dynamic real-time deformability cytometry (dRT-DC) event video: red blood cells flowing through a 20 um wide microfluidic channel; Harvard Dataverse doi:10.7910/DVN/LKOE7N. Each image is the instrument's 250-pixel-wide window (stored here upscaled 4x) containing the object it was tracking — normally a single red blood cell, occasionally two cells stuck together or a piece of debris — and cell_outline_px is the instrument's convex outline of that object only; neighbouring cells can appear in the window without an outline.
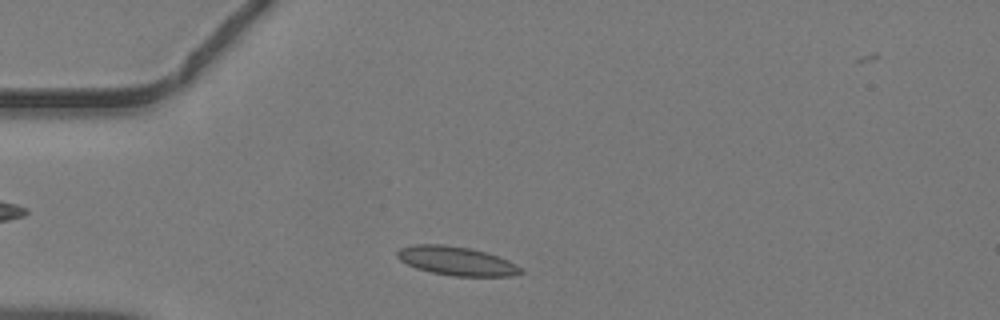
{"species": "common noctule bat (a hibernating species)", "species_latin": "Nyctalus noctula", "temperature_condition": "warm", "stored_images_in_passage": 38, "camera_frame_rate_fps": 3000, "um_per_image_px": 0.085, "animal": {"sex": "male", "body_mass_g": 19.2, "forearm_length_mm": 51.8}, "frame": {"image": 1, "passage_image": 4, "time_ms": 1.0, "image_size_px": [1000, 320], "cell_outline_px": [[524, 272], [512, 276], [452, 276], [432, 272], [416, 268], [400, 260], [396, 256], [396, 252], [400, 248], [416, 244], [440, 244], [472, 248], [508, 260], [516, 264]], "centroid_in_image_um": [38.79, 22.18], "position_along_channel_um": 46.2, "area_um2": 20.63}}
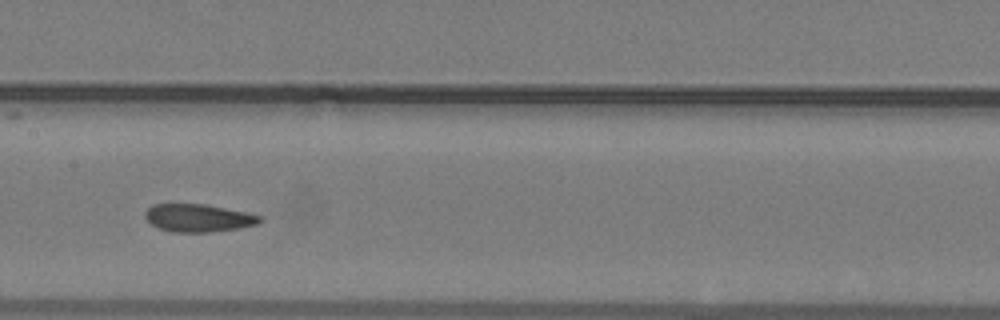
{"frame": {"image": 2, "passage_image": 15, "time_ms": 4.667, "image_size_px": [1000, 320], "cell_outline_px": [[260, 220], [256, 224], [240, 228], [208, 232], [172, 232], [160, 228], [152, 224], [144, 216], [144, 212], [152, 204], [204, 204], [244, 212], [260, 216]], "centroid_in_image_um": [16.8, 18.52], "position_along_channel_um": 190.6, "area_um2": 18.26}}
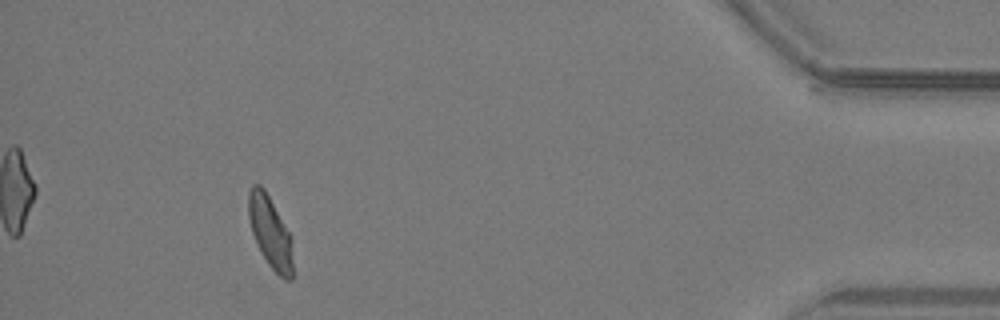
{"frame": {"image": 3, "passage_image": 34, "time_ms": 11.0, "image_size_px": [1000, 320], "cell_outline_px": [[292, 280], [284, 280], [268, 264], [260, 252], [252, 232], [248, 216], [248, 192], [252, 184], [260, 184], [264, 188], [292, 236]], "centroid_in_image_um": [22.97, 19.72], "position_along_channel_um": 412.2, "area_um2": 18.67}}